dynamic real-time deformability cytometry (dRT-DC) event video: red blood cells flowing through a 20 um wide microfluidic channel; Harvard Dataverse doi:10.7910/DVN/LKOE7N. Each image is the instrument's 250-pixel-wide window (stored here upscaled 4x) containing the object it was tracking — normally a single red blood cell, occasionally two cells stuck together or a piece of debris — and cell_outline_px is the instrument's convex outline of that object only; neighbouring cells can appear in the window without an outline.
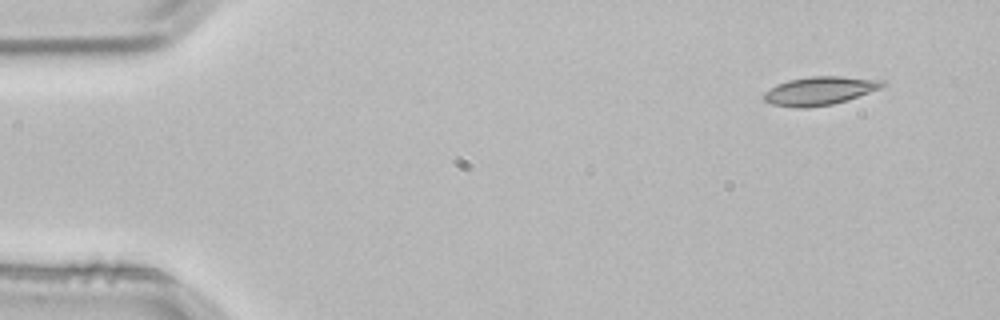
{"species": "common noctule bat (a hibernating species)", "species_latin": "Nyctalus noctula", "temperature_condition": "room temperature", "stored_images_in_passage": 3, "camera_frame_rate_fps": 3000, "um_per_image_px": 0.085, "animal": {"sex": "male", "body_mass_g": 21.5, "forearm_length_mm": 52.0}, "frame": {"image": 1, "passage_image": 1, "time_ms": 0.0, "image_size_px": [1000, 320], "cell_outline_px": [[888, 84], [880, 88], [848, 100], [832, 104], [808, 108], [796, 108], [772, 104], [764, 100], [764, 92], [776, 84], [788, 80], [812, 76], [840, 76], [884, 80]], "centroid_in_image_um": [69.68, 7.72], "position_along_channel_um": 15.3, "area_um2": 19.71}}